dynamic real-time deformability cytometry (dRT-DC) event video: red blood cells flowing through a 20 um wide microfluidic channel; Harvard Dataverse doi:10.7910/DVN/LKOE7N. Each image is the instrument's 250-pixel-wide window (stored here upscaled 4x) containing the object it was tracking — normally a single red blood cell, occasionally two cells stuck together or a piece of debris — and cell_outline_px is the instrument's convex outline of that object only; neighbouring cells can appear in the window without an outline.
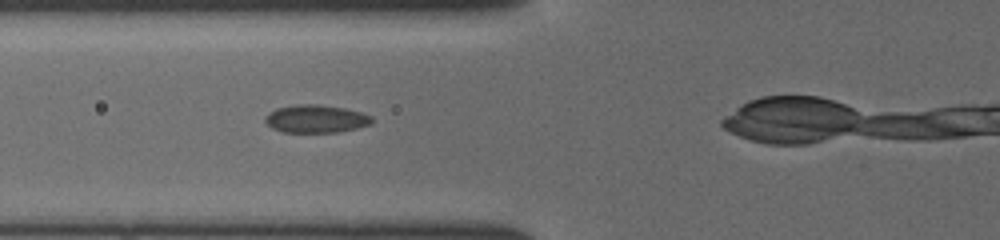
{"species": "common noctule bat (a hibernating species)", "species_latin": "Nyctalus noctula", "temperature_condition": "cold", "stored_images_in_passage": 22, "camera_frame_rate_fps": 3000, "um_per_image_px": 0.085, "animal": {"sex": "female", "body_mass_g": 19.5, "forearm_length_mm": 54.1}, "frame": {"image": 1, "passage_image": 8, "time_ms": 2.333, "image_size_px": [1000, 240], "cell_outline_px": [[372, 124], [340, 132], [280, 132], [272, 128], [264, 120], [264, 116], [268, 112], [276, 108], [296, 104], [316, 104], [344, 108], [360, 112], [372, 116]], "centroid_in_image_um": [26.82, 10.1], "position_along_channel_um": 99.0, "area_um2": 17.46}}
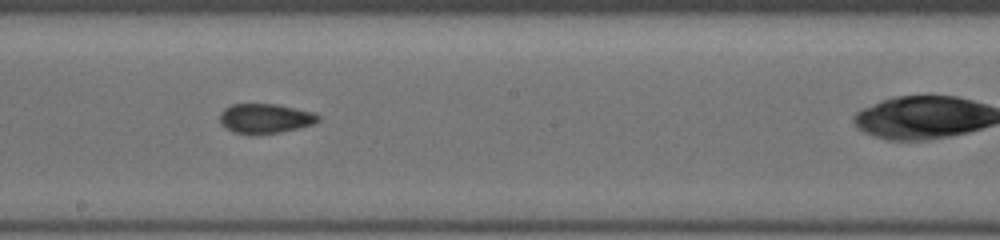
{"frame": {"image": 2, "passage_image": 16, "time_ms": 5.0, "image_size_px": [1000, 240], "cell_outline_px": [[320, 120], [312, 124], [280, 132], [256, 136], [248, 136], [232, 132], [220, 120], [220, 112], [224, 108], [232, 104], [276, 104], [316, 112], [320, 116]], "centroid_in_image_um": [22.54, 10.08], "position_along_channel_um": 225.7, "area_um2": 17.28}}
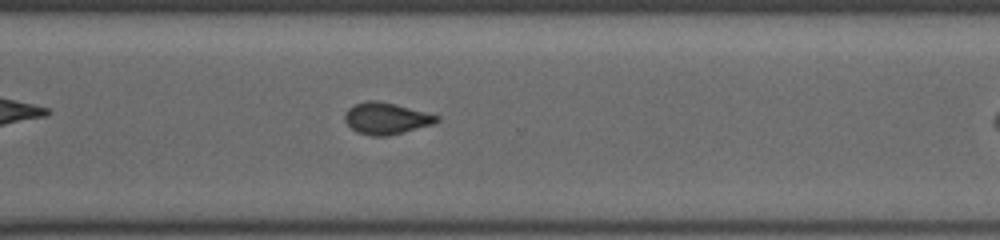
{"frame": {"image": 3, "passage_image": 21, "time_ms": 6.667, "image_size_px": [1000, 240], "cell_outline_px": [[440, 120], [432, 124], [384, 136], [372, 136], [356, 132], [344, 120], [344, 116], [348, 108], [352, 104], [364, 100], [376, 100], [396, 104], [440, 116]], "centroid_in_image_um": [32.78, 10.04], "position_along_channel_um": 337.8, "area_um2": 16.82}}